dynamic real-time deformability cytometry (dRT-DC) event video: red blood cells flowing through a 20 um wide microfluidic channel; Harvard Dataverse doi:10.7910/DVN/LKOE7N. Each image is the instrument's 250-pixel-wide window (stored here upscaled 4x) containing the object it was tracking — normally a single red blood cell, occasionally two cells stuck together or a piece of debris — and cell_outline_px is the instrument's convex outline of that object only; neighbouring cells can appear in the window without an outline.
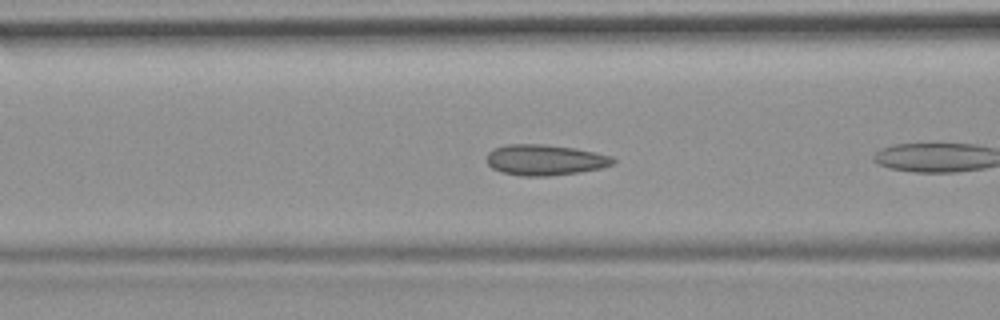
{"species": "common noctule bat (a hibernating species)", "species_latin": "Nyctalus noctula", "temperature_condition": "room temperature", "stored_images_in_passage": 7, "camera_frame_rate_fps": 3000, "um_per_image_px": 0.085, "animal": {"sex": "female", "body_mass_g": 19.9}, "frame": {"image": 1, "passage_image": 6, "time_ms": 1.667, "image_size_px": [1000, 320], "cell_outline_px": [[616, 160], [612, 164], [600, 168], [580, 172], [548, 176], [520, 176], [500, 172], [492, 168], [484, 160], [488, 152], [492, 148], [504, 144], [544, 144], [576, 148], [612, 156]], "centroid_in_image_um": [46.26, 13.59], "position_along_channel_um": 120.3, "area_um2": 22.95}}